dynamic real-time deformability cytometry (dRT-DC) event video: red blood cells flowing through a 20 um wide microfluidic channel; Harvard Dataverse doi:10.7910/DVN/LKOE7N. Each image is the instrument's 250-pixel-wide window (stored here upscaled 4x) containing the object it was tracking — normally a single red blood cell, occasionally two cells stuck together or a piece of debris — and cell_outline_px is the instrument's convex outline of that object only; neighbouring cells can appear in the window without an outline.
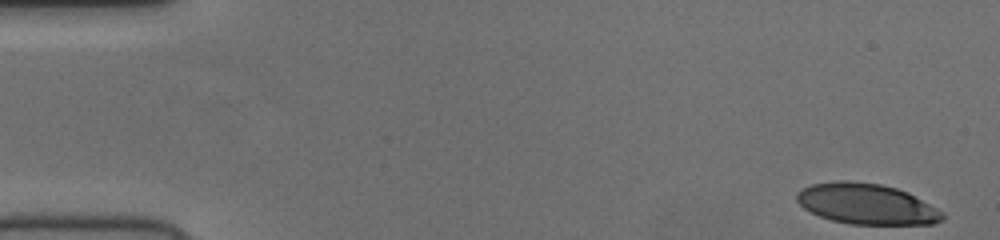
{"species": "human", "species_latin": "Homo sapiens", "temperature_condition": "cold", "stored_images_in_passage": 51, "camera_frame_rate_fps": 3000, "um_per_image_px": 0.085, "donor": {"sex": "female"}, "frame": {"image": 1, "passage_image": 1, "time_ms": 0.0, "image_size_px": [1000, 240], "cell_outline_px": [[944, 220], [932, 224], [848, 224], [832, 220], [820, 216], [804, 208], [796, 200], [796, 192], [800, 188], [812, 184], [836, 180], [848, 180], [880, 184], [896, 188], [908, 192], [944, 212]], "centroid_in_image_um": [73.65, 17.33], "position_along_channel_um": 11.4, "area_um2": 34.68}}
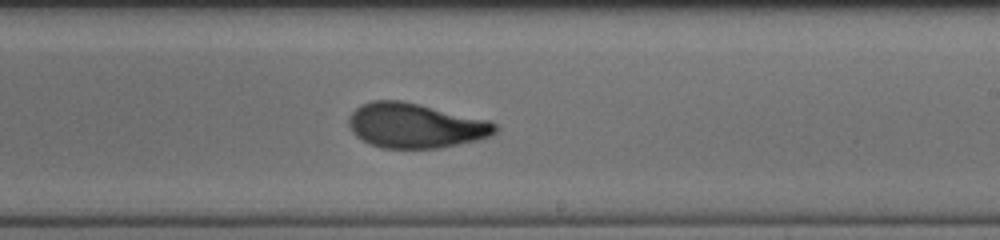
{"frame": {"image": 2, "passage_image": 30, "time_ms": 9.667, "image_size_px": [1000, 240], "cell_outline_px": [[500, 128], [492, 136], [476, 140], [440, 148], [380, 148], [368, 144], [356, 136], [352, 132], [348, 124], [348, 116], [360, 104], [372, 100], [400, 100], [488, 120], [496, 124]], "centroid_in_image_um": [35.27, 10.68], "position_along_channel_um": 253.7, "area_um2": 38.32}}
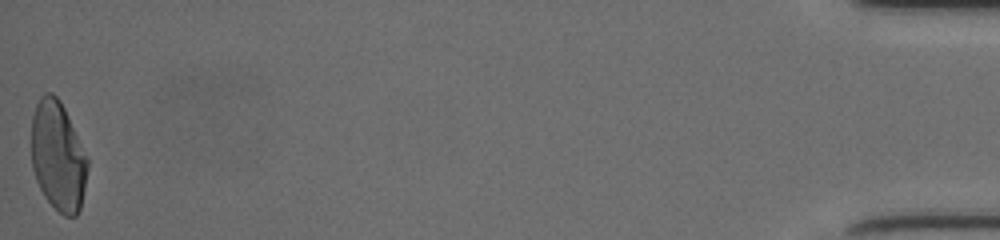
{"frame": {"image": 3, "passage_image": 51, "time_ms": 16.667, "image_size_px": [1000, 240], "cell_outline_px": [[88, 168], [80, 208], [76, 216], [64, 216], [44, 196], [36, 180], [32, 168], [32, 116], [36, 104], [40, 96], [44, 92], [52, 92], [60, 100], [64, 108], [88, 160]], "centroid_in_image_um": [4.91, 13.26], "position_along_channel_um": 430.3, "area_um2": 35.49}}